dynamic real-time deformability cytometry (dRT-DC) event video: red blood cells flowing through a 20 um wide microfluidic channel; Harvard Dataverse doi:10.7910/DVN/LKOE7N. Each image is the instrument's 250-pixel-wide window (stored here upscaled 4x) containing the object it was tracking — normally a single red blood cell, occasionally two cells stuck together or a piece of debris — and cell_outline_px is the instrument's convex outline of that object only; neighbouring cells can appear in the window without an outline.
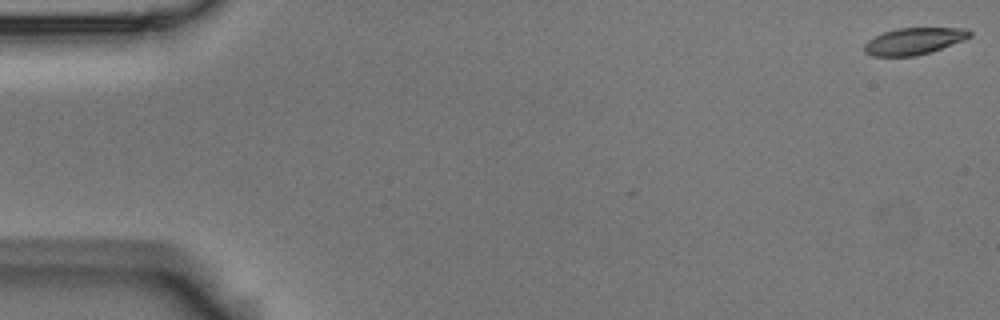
{"species": "Egyptian fruit bat (a non-hibernating species)", "species_latin": "Rousettus aegyptiacus", "temperature_condition": "room temperature", "stored_images_in_passage": 5, "segment_of_instrument_passage": [1, 2], "camera_frame_rate_fps": 3000, "um_per_image_px": 0.085, "animal": {"sex": "male"}, "frame": {"image": 1, "passage_image": 1, "time_ms": 0.0, "image_size_px": [1000, 320], "cell_outline_px": [[972, 36], [964, 40], [916, 56], [872, 56], [864, 52], [864, 44], [868, 40], [884, 32], [896, 28], [968, 28], [972, 32]], "centroid_in_image_um": [77.69, 3.49], "position_along_channel_um": 7.3, "area_um2": 16.36}}